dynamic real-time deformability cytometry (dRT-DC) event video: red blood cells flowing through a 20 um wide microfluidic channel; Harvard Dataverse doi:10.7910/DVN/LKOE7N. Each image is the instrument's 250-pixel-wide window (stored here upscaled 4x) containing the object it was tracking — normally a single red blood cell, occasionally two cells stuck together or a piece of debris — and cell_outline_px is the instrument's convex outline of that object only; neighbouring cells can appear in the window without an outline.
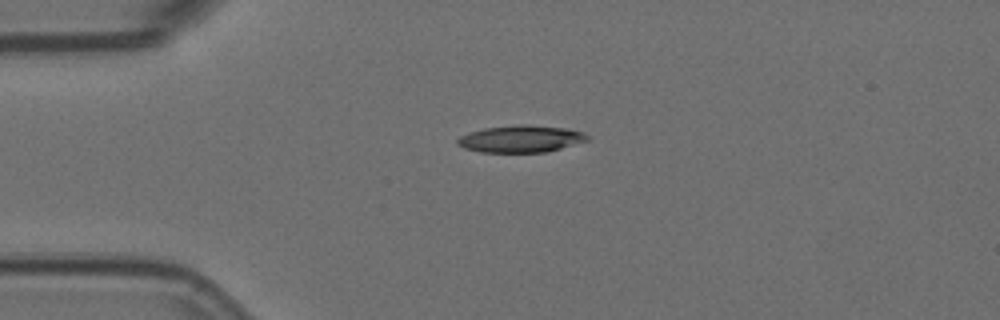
{"species": "Egyptian fruit bat (a non-hibernating species)", "species_latin": "Rousettus aegyptiacus", "temperature_condition": "room temperature", "stored_images_in_passage": 6, "camera_frame_rate_fps": 3000, "um_per_image_px": 0.085, "animal": {"sex": "female"}, "frame": {"image": 1, "passage_image": 1, "time_ms": 0.0, "image_size_px": [1000, 320], "cell_outline_px": [[588, 140], [560, 148], [544, 152], [480, 152], [464, 148], [456, 144], [456, 140], [460, 136], [468, 132], [484, 128], [520, 124], [528, 124], [568, 128], [584, 132], [588, 136]], "centroid_in_image_um": [44.24, 11.79], "position_along_channel_um": 40.8, "area_um2": 20.52}}
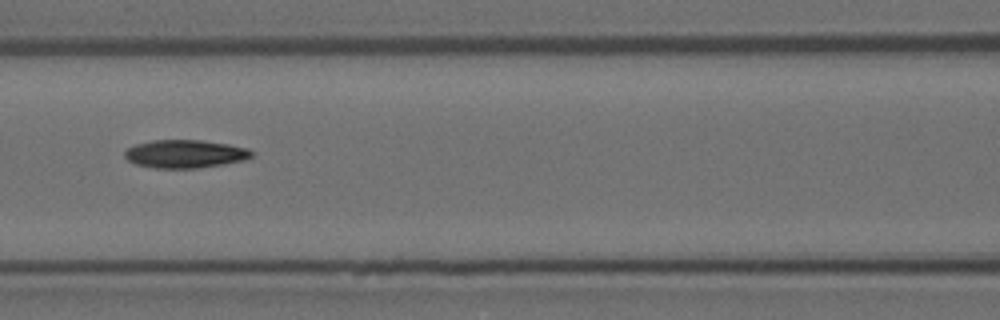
{"frame": {"image": 2, "passage_image": 4, "time_ms": 1.0, "image_size_px": [1000, 320], "cell_outline_px": [[252, 156], [244, 160], [224, 164], [196, 168], [156, 168], [136, 164], [128, 160], [124, 156], [124, 152], [128, 148], [136, 144], [152, 140], [200, 140], [228, 144], [248, 148], [252, 152]], "centroid_in_image_um": [15.72, 13.08], "position_along_channel_um": 150.9, "area_um2": 20.69}}
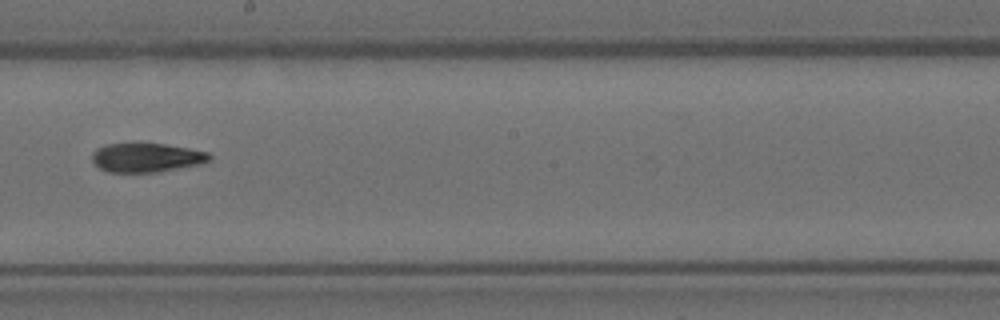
{"frame": {"image": 3, "passage_image": 6, "time_ms": 1.667, "image_size_px": [1000, 320], "cell_outline_px": [[212, 160], [200, 164], [160, 172], [108, 172], [100, 168], [92, 160], [92, 152], [96, 148], [104, 144], [136, 140], [164, 144], [188, 148], [208, 152], [212, 156]], "centroid_in_image_um": [12.42, 13.35], "position_along_channel_um": 235.8, "area_um2": 20.75}}